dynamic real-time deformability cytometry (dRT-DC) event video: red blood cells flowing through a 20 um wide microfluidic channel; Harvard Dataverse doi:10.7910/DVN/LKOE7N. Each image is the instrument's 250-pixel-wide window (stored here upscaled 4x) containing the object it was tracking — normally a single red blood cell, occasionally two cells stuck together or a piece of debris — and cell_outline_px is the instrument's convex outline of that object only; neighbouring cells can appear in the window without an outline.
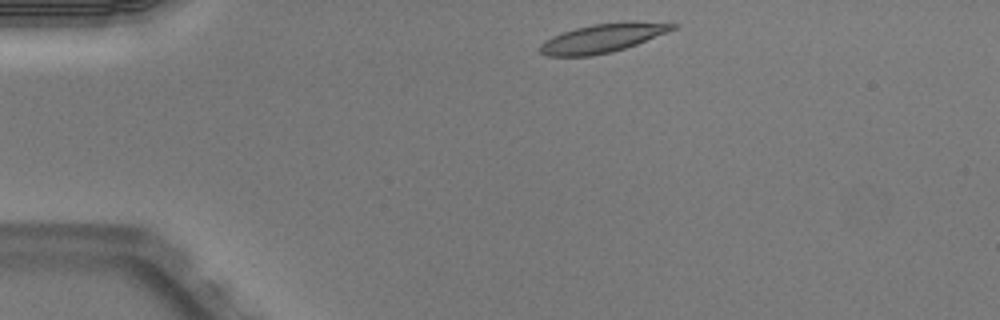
{"species": "Egyptian fruit bat (a non-hibernating species)", "species_latin": "Rousettus aegyptiacus", "temperature_condition": "warm", "stored_images_in_passage": 41, "camera_frame_rate_fps": 3000, "um_per_image_px": 0.085, "animal": {"sex": "male"}, "frame": {"image": 1, "passage_image": 1, "time_ms": 0.0, "image_size_px": [1000, 320], "cell_outline_px": [[680, 24], [676, 28], [636, 44], [612, 52], [592, 56], [548, 56], [540, 52], [540, 44], [544, 40], [552, 36], [576, 28], [592, 24]], "centroid_in_image_um": [51.06, 3.3], "position_along_channel_um": 33.9, "area_um2": 20.98}}
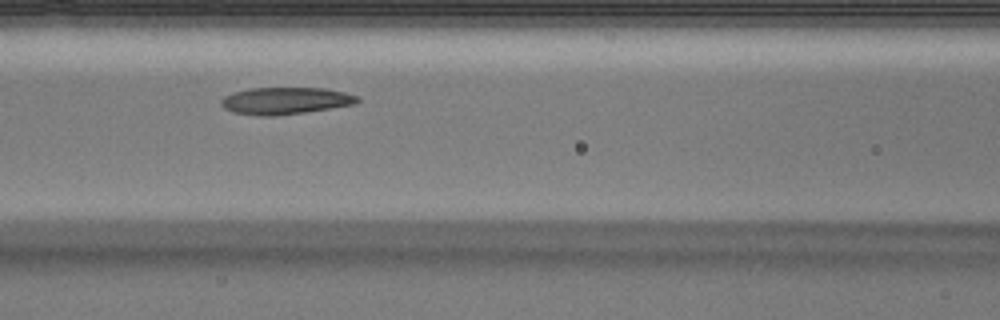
{"frame": {"image": 2, "passage_image": 13, "time_ms": 4.0, "image_size_px": [1000, 320], "cell_outline_px": [[360, 100], [356, 104], [304, 112], [272, 116], [260, 116], [232, 112], [224, 108], [220, 104], [220, 100], [224, 96], [232, 92], [248, 88], [324, 88], [344, 92], [360, 96]], "centroid_in_image_um": [24.24, 8.56], "position_along_channel_um": 142.4, "area_um2": 21.56}}
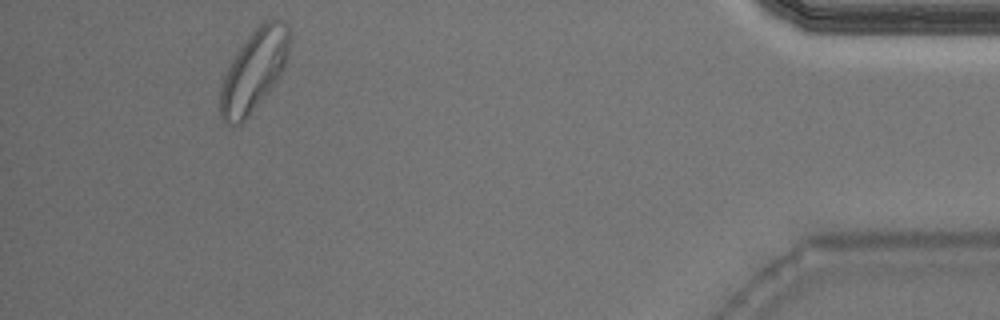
{"frame": {"image": 3, "passage_image": 38, "time_ms": 12.333, "image_size_px": [1000, 320], "cell_outline_px": [[288, 56], [284, 68], [268, 92], [248, 116], [240, 124], [232, 128], [220, 116], [220, 88], [224, 76], [232, 60], [248, 36], [264, 20], [280, 20], [288, 28]], "centroid_in_image_um": [21.56, 6.04], "position_along_channel_um": 413.6, "area_um2": 32.08}, "authors_computed_cell_mechanics": {"area_um2": 22.542, "velocity_mm_per_s": 3.9581, "shape_relaxation_time_tau1_ms": null, "shape_relaxation_time_tau2_ms": 3.3283, "deformation_change_tau1": null, "deformation_change_tau2": 0.1129}}